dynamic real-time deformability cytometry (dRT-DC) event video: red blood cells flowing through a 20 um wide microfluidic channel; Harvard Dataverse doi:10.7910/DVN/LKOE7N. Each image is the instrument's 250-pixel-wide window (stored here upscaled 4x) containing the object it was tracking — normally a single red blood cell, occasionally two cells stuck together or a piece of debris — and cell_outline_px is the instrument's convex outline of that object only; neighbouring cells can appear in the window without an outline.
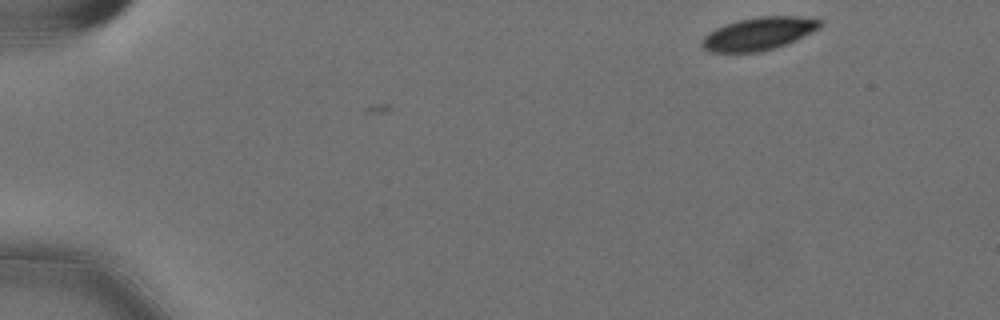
{"species": "Egyptian fruit bat (a non-hibernating species)", "species_latin": "Rousettus aegyptiacus", "temperature_condition": "cold", "stored_images_in_passage": 52, "camera_frame_rate_fps": 3000, "um_per_image_px": 0.085, "animal": {"sex": "female"}, "frame": {"image": 1, "passage_image": 1, "time_ms": 0.0, "image_size_px": [1000, 320], "cell_outline_px": [[820, 24], [816, 28], [792, 40], [768, 48], [752, 52], [716, 52], [704, 48], [704, 40], [712, 32], [728, 24], [744, 20], [772, 16], [784, 16], [820, 20]], "centroid_in_image_um": [64.45, 2.87], "position_along_channel_um": 20.5, "area_um2": 20.35}}
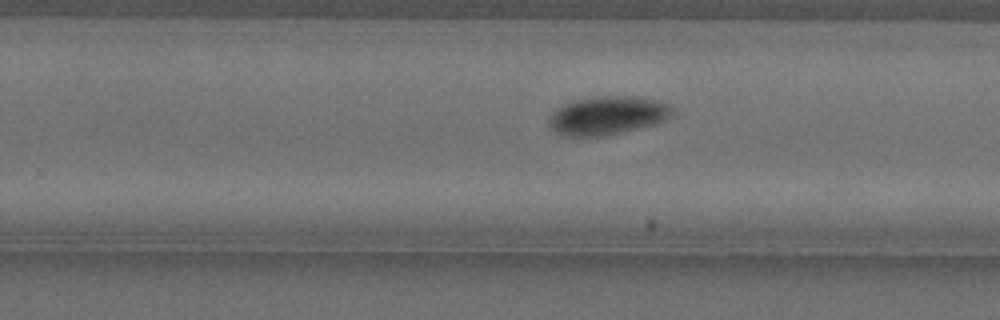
{"frame": {"image": 2, "passage_image": 32, "time_ms": 10.333, "image_size_px": [1000, 320], "cell_outline_px": [[664, 112], [660, 120], [648, 124], [612, 132], [560, 132], [552, 124], [552, 120], [556, 112], [560, 108], [568, 104], [584, 100], [644, 100], [660, 104], [664, 108]], "centroid_in_image_um": [51.53, 9.82], "position_along_channel_um": 278.3, "area_um2": 21.56}}
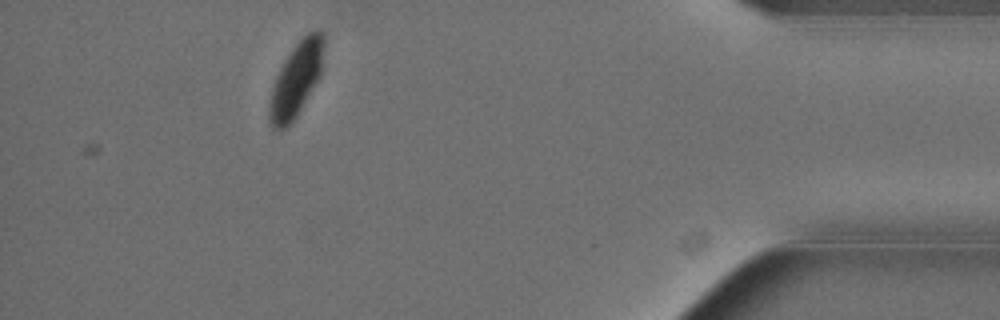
{"frame": {"image": 3, "passage_image": 47, "time_ms": 15.333, "image_size_px": [1000, 320], "cell_outline_px": [[324, 40], [320, 72], [316, 80], [292, 120], [288, 124], [280, 128], [276, 128], [272, 124], [272, 92], [276, 80], [288, 56], [296, 44], [308, 32], [320, 32], [324, 36]], "centroid_in_image_um": [25.23, 6.65], "position_along_channel_um": 410.0, "area_um2": 20.98}, "authors_computed_cell_mechanics": {"area_um2": 20.9814, "velocity_mm_per_s": 3.5385, "shape_relaxation_time_tau1_ms": 4.4859, "shape_relaxation_time_tau2_ms": null, "deformation_change_tau1": 0.1063, "deformation_change_tau2": null}}